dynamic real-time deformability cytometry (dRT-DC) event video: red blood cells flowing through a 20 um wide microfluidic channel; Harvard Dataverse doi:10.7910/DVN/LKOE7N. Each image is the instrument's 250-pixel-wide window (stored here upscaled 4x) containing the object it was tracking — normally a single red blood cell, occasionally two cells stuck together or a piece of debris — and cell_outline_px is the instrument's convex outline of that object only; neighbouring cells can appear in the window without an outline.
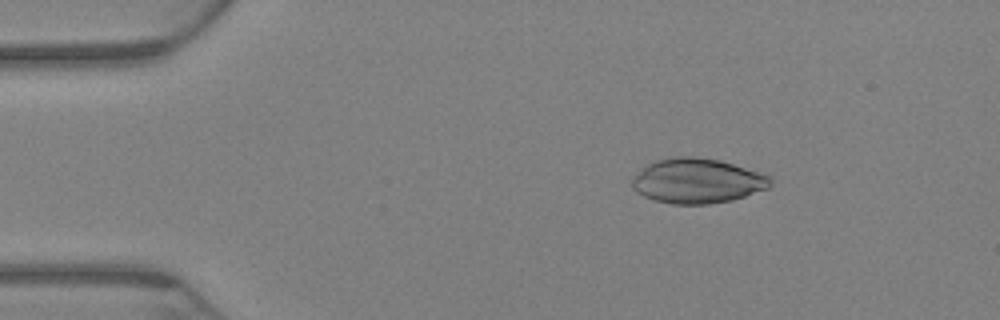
{"species": "Egyptian fruit bat (a non-hibernating species)", "species_latin": "Rousettus aegyptiacus", "temperature_condition": "warm", "stored_images_in_passage": 69, "camera_frame_rate_fps": 3000, "um_per_image_px": 0.085, "animal": {"sex": "female"}, "frame": {"image": 1, "passage_image": 11, "time_ms": 3.333, "image_size_px": [1000, 320], "cell_outline_px": [[772, 184], [768, 188], [732, 200], [708, 204], [672, 204], [656, 200], [644, 196], [636, 192], [632, 188], [632, 176], [648, 164], [656, 160], [676, 156], [692, 156], [720, 160], [772, 176]], "centroid_in_image_um": [59.26, 15.37], "position_along_channel_um": 25.7, "area_um2": 36.18}}
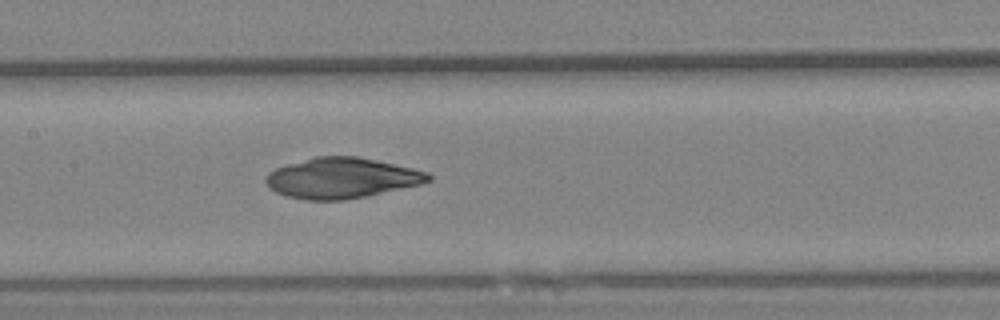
{"frame": {"image": 2, "passage_image": 34, "time_ms": 11.0, "image_size_px": [1000, 320], "cell_outline_px": [[432, 180], [420, 184], [364, 196], [344, 200], [308, 200], [284, 196], [276, 192], [264, 180], [268, 172], [276, 168], [288, 164], [316, 156], [356, 156], [376, 160], [412, 168], [428, 172], [432, 176]], "centroid_in_image_um": [29.03, 15.13], "position_along_channel_um": 178.4, "area_um2": 38.03}}
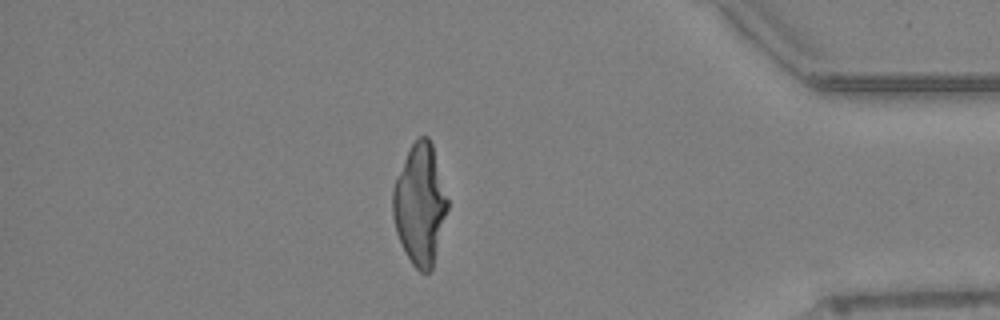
{"frame": {"image": 3, "passage_image": 60, "time_ms": 19.667, "image_size_px": [1000, 320], "cell_outline_px": [[448, 208], [432, 268], [428, 272], [420, 272], [412, 264], [396, 232], [392, 216], [392, 192], [396, 176], [412, 144], [420, 136], [428, 136], [432, 144], [448, 200]], "centroid_in_image_um": [35.68, 17.37], "position_along_channel_um": 399.5, "area_um2": 37.97}}